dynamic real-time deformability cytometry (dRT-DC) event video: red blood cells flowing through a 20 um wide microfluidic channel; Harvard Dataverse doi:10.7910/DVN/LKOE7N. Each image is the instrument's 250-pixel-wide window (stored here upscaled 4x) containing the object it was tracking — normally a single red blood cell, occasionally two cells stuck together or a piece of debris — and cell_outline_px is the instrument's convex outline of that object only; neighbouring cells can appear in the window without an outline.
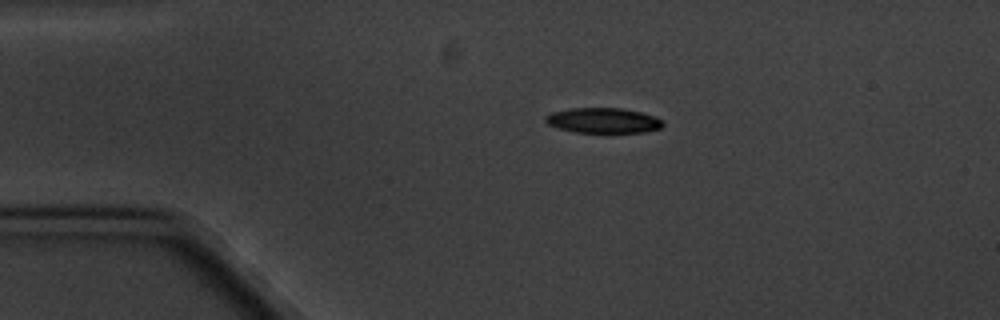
{"species": "common noctule bat (a hibernating species)", "species_latin": "Nyctalus noctula", "temperature_condition": "cold", "stored_images_in_passage": 10, "camera_frame_rate_fps": 3000, "um_per_image_px": 0.085, "animal": {"sex": "male", "body_mass_g": 20.1, "forearm_length_mm": 53.5}, "frame": {"image": 1, "passage_image": 2, "time_ms": 1.0, "image_size_px": [1000, 320], "cell_outline_px": [[664, 124], [660, 128], [644, 132], [576, 132], [556, 128], [548, 124], [544, 120], [544, 116], [552, 112], [568, 108], [620, 108], [640, 112], [656, 116]], "centroid_in_image_um": [51.23, 10.23], "position_along_channel_um": 33.8, "area_um2": 17.22}}
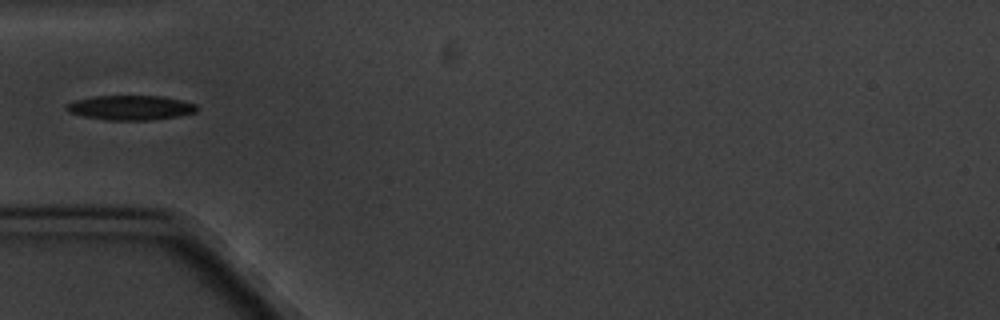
{"frame": {"image": 2, "passage_image": 4, "time_ms": 3.333, "image_size_px": [1000, 320], "cell_outline_px": [[196, 112], [180, 116], [148, 120], [104, 120], [84, 116], [68, 112], [64, 108], [64, 104], [76, 100], [92, 96], [164, 96], [196, 104]], "centroid_in_image_um": [11.05, 9.15], "position_along_channel_um": 73.9, "area_um2": 18.79}}
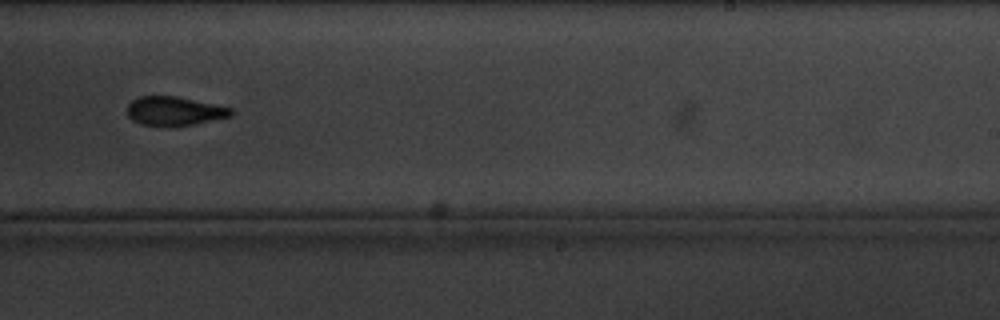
{"frame": {"image": 3, "passage_image": 9, "time_ms": 9.333, "image_size_px": [1000, 320], "cell_outline_px": [[232, 116], [192, 124], [140, 124], [132, 120], [128, 116], [128, 104], [132, 100], [140, 96], [176, 96], [232, 108]], "centroid_in_image_um": [14.81, 9.41], "position_along_channel_um": 274.2, "area_um2": 16.88}}